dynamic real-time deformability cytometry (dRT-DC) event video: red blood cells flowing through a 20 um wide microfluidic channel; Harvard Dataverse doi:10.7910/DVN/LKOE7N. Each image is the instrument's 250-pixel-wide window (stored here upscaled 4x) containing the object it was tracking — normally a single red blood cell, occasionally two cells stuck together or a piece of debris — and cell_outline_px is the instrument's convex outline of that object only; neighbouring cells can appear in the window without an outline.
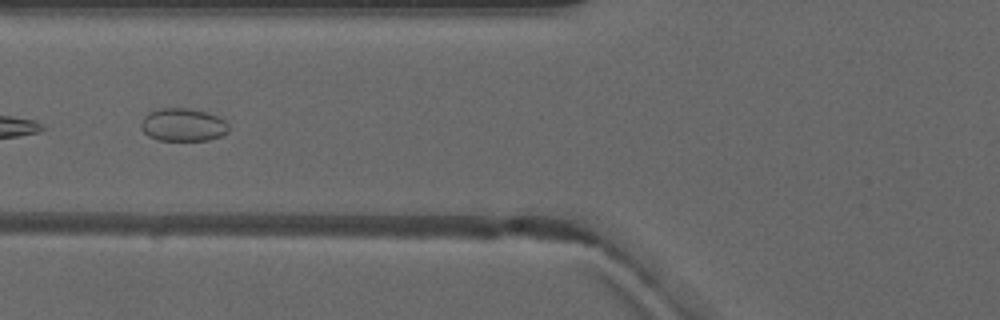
{"species": "common noctule bat (a hibernating species)", "species_latin": "Nyctalus noctula", "temperature_condition": "warm", "stored_images_in_passage": 5, "camera_frame_rate_fps": 3000, "um_per_image_px": 0.085, "animal": {"sex": "male", "forearm_length_mm": 52.5}, "frame": {"image": 1, "passage_image": 4, "time_ms": 3.667, "image_size_px": [1000, 320], "cell_outline_px": [[228, 132], [220, 136], [208, 140], [156, 140], [148, 136], [140, 128], [140, 124], [144, 116], [148, 112], [156, 108], [188, 108], [208, 112], [224, 120], [228, 124]], "centroid_in_image_um": [15.52, 10.6], "position_along_channel_um": 110.3, "area_um2": 16.99}}